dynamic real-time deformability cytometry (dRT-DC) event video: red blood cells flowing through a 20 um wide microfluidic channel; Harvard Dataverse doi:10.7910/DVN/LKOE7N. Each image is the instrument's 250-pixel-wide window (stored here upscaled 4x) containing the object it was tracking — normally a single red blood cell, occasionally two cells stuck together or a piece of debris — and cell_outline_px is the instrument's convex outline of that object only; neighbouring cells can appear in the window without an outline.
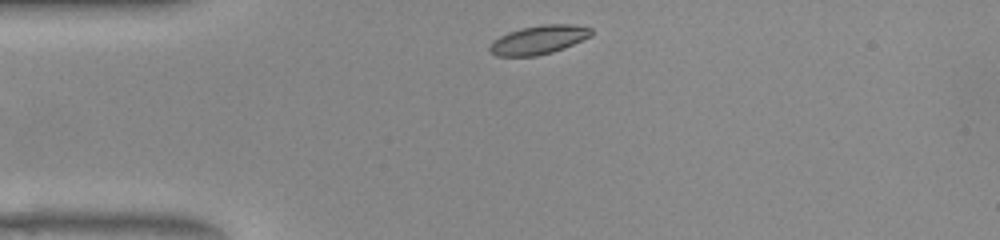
{"species": "common noctule bat (a hibernating species)", "species_latin": "Nyctalus noctula", "temperature_condition": "warm", "stored_images_in_passage": 41, "camera_frame_rate_fps": 3000, "um_per_image_px": 0.085, "animal": {"sex": "female", "body_mass_g": 22.0, "forearm_length_mm": 56.7}, "frame": {"image": 1, "passage_image": 1, "time_ms": 0.0, "image_size_px": [1000, 240], "cell_outline_px": [[592, 36], [564, 48], [552, 52], [536, 56], [496, 56], [488, 52], [488, 48], [492, 40], [508, 32], [520, 28], [540, 24], [568, 24], [592, 28]], "centroid_in_image_um": [45.75, 3.38], "position_along_channel_um": 39.3, "area_um2": 17.22}}
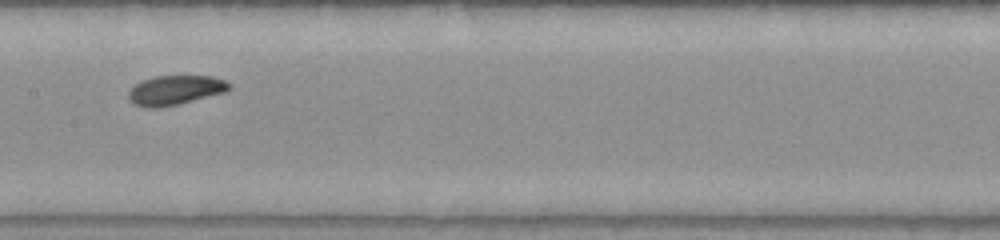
{"frame": {"image": 2, "passage_image": 15, "time_ms": 4.667, "image_size_px": [1000, 240], "cell_outline_px": [[232, 88], [224, 92], [180, 104], [156, 108], [148, 108], [132, 104], [128, 96], [128, 92], [136, 84], [144, 80], [156, 76], [212, 76], [224, 80], [232, 84]], "centroid_in_image_um": [14.91, 7.67], "position_along_channel_um": 192.5, "area_um2": 17.28}}
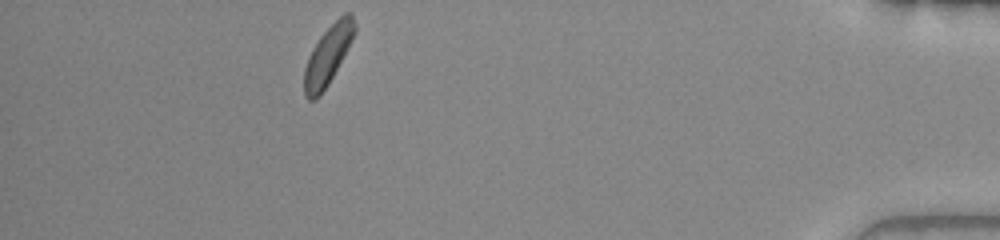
{"frame": {"image": 3, "passage_image": 36, "time_ms": 11.667, "image_size_px": [1000, 240], "cell_outline_px": [[356, 32], [352, 40], [328, 84], [320, 96], [316, 100], [308, 100], [304, 96], [304, 68], [308, 56], [312, 48], [320, 36], [344, 12], [352, 12], [356, 24]], "centroid_in_image_um": [27.86, 4.7], "position_along_channel_um": 407.3, "area_um2": 17.34}, "authors_computed_cell_mechanics": {"area_um2": 16.9932, "velocity_mm_per_s": 3.8726, "shape_relaxation_time_tau1_ms": 1.7652, "shape_relaxation_time_tau2_ms": 6.5283, "deformation_change_tau1": 0.0821, "deformation_change_tau2": 0.1232}}